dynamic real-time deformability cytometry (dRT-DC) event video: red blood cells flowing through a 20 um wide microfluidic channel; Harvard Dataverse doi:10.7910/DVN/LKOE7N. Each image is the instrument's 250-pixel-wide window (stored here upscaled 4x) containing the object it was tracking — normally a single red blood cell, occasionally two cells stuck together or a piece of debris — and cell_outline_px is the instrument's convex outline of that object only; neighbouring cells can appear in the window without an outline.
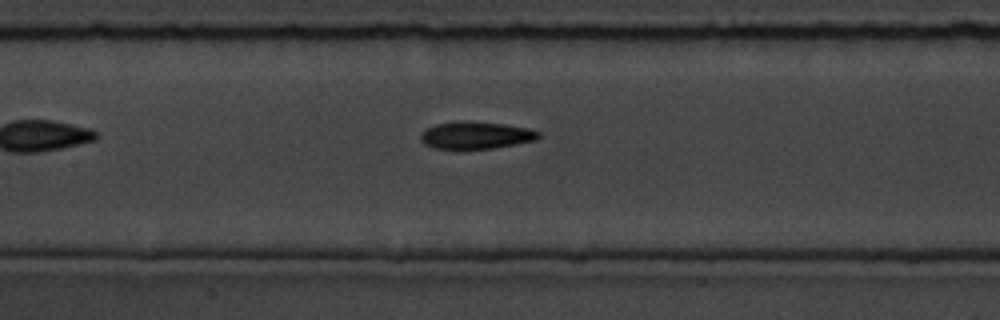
{"species": "common noctule bat (a hibernating species)", "species_latin": "Nyctalus noctula", "temperature_condition": "room temperature", "stored_images_in_passage": 9, "camera_frame_rate_fps": 3000, "um_per_image_px": 0.085, "animal": {"sex": "male", "body_mass_g": 19.5, "forearm_length_mm": 54.6}, "frame": {"image": 1, "passage_image": 9, "time_ms": 10.0, "image_size_px": [1000, 320], "cell_outline_px": [[540, 136], [536, 140], [492, 148], [432, 148], [424, 144], [420, 140], [420, 132], [436, 124], [456, 120], [472, 120], [504, 124], [528, 128], [540, 132]], "centroid_in_image_um": [40.42, 11.47], "position_along_channel_um": 167.0, "area_um2": 18.84}}